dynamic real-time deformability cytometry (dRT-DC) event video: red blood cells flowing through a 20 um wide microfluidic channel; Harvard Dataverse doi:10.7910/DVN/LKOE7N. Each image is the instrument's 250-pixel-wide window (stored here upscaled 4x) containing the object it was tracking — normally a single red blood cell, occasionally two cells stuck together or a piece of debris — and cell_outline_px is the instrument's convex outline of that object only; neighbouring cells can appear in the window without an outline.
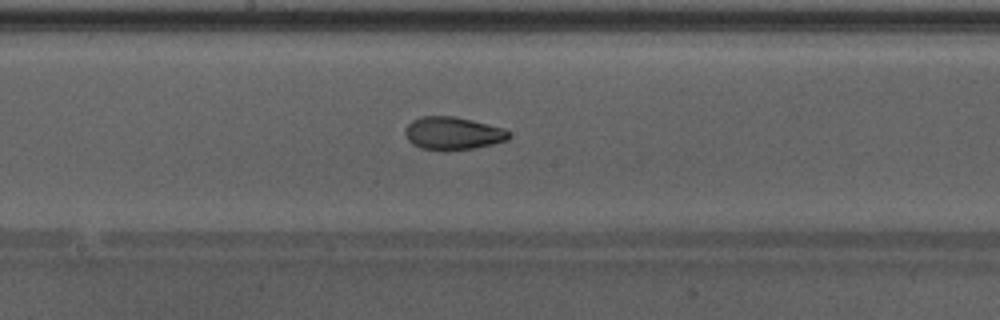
{"species": "Egyptian fruit bat (a non-hibernating species)", "species_latin": "Rousettus aegyptiacus", "temperature_condition": "warm", "stored_images_in_passage": 39, "camera_frame_rate_fps": 3000, "um_per_image_px": 0.085, "animal": {"sex": "male"}, "frame": {"image": 1, "passage_image": 17, "time_ms": 5.333, "image_size_px": [1000, 320], "cell_outline_px": [[508, 140], [476, 148], [440, 152], [420, 148], [412, 144], [408, 140], [404, 132], [404, 128], [412, 120], [420, 116], [452, 116], [472, 120], [504, 128], [508, 132]], "centroid_in_image_um": [38.44, 11.35], "position_along_channel_um": 209.8, "area_um2": 20.17}}
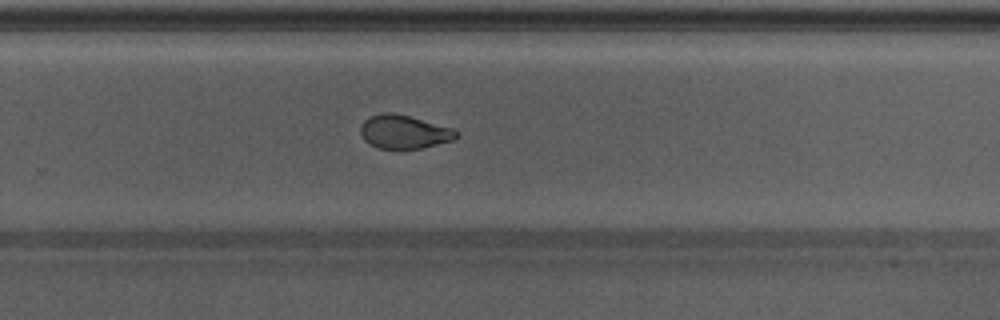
{"frame": {"image": 2, "passage_image": 23, "time_ms": 7.333, "image_size_px": [1000, 320], "cell_outline_px": [[460, 136], [452, 140], [420, 148], [376, 148], [368, 144], [364, 140], [360, 132], [360, 128], [364, 120], [368, 116], [380, 112], [392, 112], [408, 116], [452, 128], [460, 132]], "centroid_in_image_um": [34.31, 11.19], "position_along_channel_um": 295.5, "area_um2": 18.73}, "authors_computed_cell_mechanics": {"area_um2": 20.1144, "velocity_mm_per_s": 4.301, "shape_relaxation_time_tau1_ms": null, "shape_relaxation_time_tau2_ms": 1.5681, "deformation_change_tau1": null, "deformation_change_tau2": 0.0748}}